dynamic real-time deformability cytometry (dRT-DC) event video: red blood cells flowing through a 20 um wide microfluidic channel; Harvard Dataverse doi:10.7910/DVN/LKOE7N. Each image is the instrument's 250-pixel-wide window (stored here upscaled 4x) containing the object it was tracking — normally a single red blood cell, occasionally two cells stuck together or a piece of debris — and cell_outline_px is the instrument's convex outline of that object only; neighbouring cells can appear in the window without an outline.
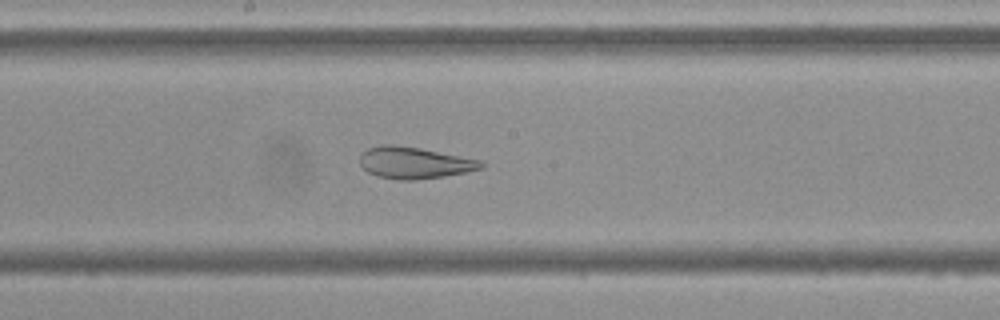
{"species": "Egyptian fruit bat (a non-hibernating species)", "species_latin": "Rousettus aegyptiacus", "temperature_condition": "cold", "stored_images_in_passage": 41, "camera_frame_rate_fps": 3000, "um_per_image_px": 0.085, "frame": {"image": 1, "passage_image": 15, "time_ms": 4.667, "image_size_px": [1000, 320], "cell_outline_px": [[484, 168], [444, 176], [416, 180], [400, 180], [376, 176], [368, 172], [360, 164], [360, 156], [368, 148], [384, 144], [392, 144], [420, 148], [484, 160]], "centroid_in_image_um": [35.25, 13.83], "position_along_channel_um": 213.0, "area_um2": 22.43}}
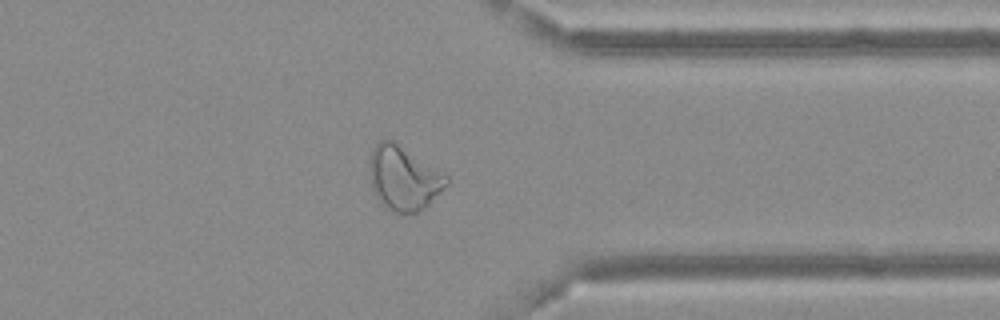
{"frame": {"image": 2, "passage_image": 29, "time_ms": 9.333, "image_size_px": [1000, 320], "cell_outline_px": [[448, 184], [424, 208], [416, 212], [396, 212], [384, 208], [380, 204], [372, 188], [372, 148], [380, 140], [392, 140], [444, 172], [448, 176]], "centroid_in_image_um": [34.34, 15.15], "position_along_channel_um": 377.1, "area_um2": 28.15}}
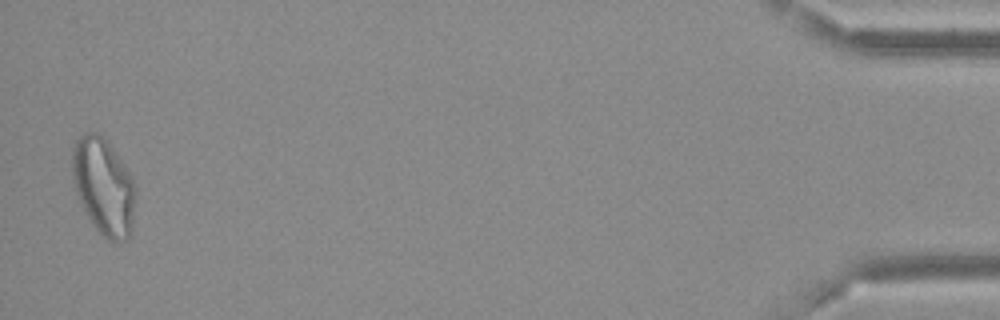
{"frame": {"image": 3, "passage_image": 40, "time_ms": 13.0, "image_size_px": [1000, 320], "cell_outline_px": [[136, 192], [132, 236], [116, 244], [108, 240], [92, 224], [76, 192], [72, 180], [72, 148], [76, 140], [84, 132], [96, 132], [104, 136], [108, 140], [132, 176], [136, 188]], "centroid_in_image_um": [8.83, 15.85], "position_along_channel_um": 426.4, "area_um2": 36.3}, "authors_computed_cell_mechanics": {"area_um2": 25.721, "velocity_mm_per_s": 3.6443, "shape_relaxation_time_tau1_ms": null, "shape_relaxation_time_tau2_ms": 1.6759, "deformation_change_tau1": null, "deformation_change_tau2": 0.0973}}